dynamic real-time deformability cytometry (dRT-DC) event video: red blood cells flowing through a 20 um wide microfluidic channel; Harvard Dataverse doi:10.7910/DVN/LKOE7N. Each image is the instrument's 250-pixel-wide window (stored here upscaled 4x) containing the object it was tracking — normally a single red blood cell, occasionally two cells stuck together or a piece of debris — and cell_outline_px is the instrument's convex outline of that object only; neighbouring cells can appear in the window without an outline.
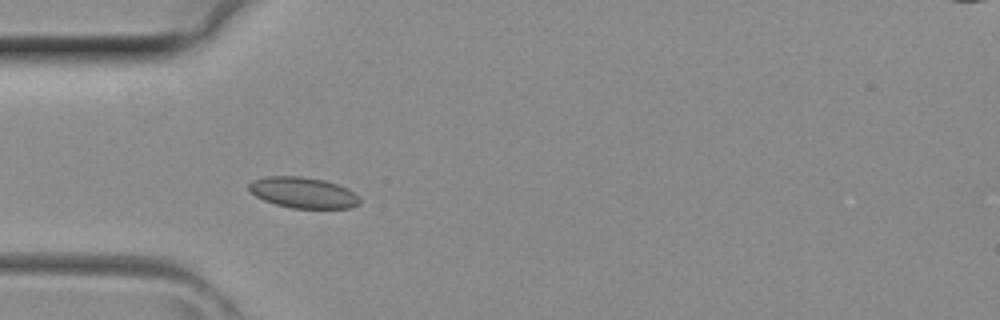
{"species": "common noctule bat (a hibernating species)", "species_latin": "Nyctalus noctula", "temperature_condition": "room temperature", "stored_images_in_passage": 3, "camera_frame_rate_fps": 3000, "um_per_image_px": 0.085, "animal": {"sex": "female", "body_mass_g": 29.2, "forearm_length_mm": 56.3}, "frame": {"image": 1, "passage_image": 3, "time_ms": 0.667, "image_size_px": [1000, 320], "cell_outline_px": [[360, 204], [352, 208], [292, 208], [276, 204], [264, 200], [248, 192], [248, 184], [252, 180], [264, 176], [300, 176], [324, 180], [348, 188], [360, 196]], "centroid_in_image_um": [25.76, 16.37], "position_along_channel_um": 59.2, "area_um2": 20.17}}